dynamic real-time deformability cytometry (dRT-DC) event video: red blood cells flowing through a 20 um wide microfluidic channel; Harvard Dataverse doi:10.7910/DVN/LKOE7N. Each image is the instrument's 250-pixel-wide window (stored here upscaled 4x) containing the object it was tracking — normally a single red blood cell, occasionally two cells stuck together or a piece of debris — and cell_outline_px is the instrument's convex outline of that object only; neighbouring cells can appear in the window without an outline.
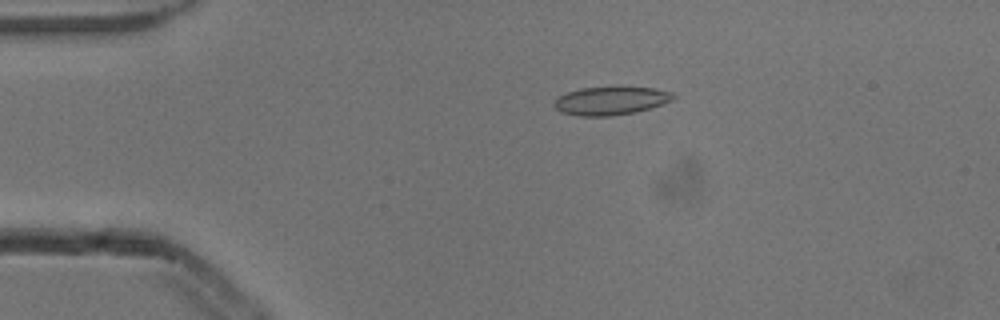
{"species": "common noctule bat (a hibernating species)", "species_latin": "Nyctalus noctula", "temperature_condition": "cold", "stored_images_in_passage": 5, "camera_frame_rate_fps": 3000, "um_per_image_px": 0.085, "animal": {"sex": "male", "body_mass_g": 13.3}, "frame": {"image": 1, "passage_image": 3, "time_ms": 0.667, "image_size_px": [1000, 320], "cell_outline_px": [[676, 96], [672, 100], [636, 112], [612, 116], [580, 116], [560, 112], [552, 104], [560, 96], [568, 92], [580, 88], [656, 88], [672, 92]], "centroid_in_image_um": [51.9, 8.58], "position_along_channel_um": 33.1, "area_um2": 19.25}}
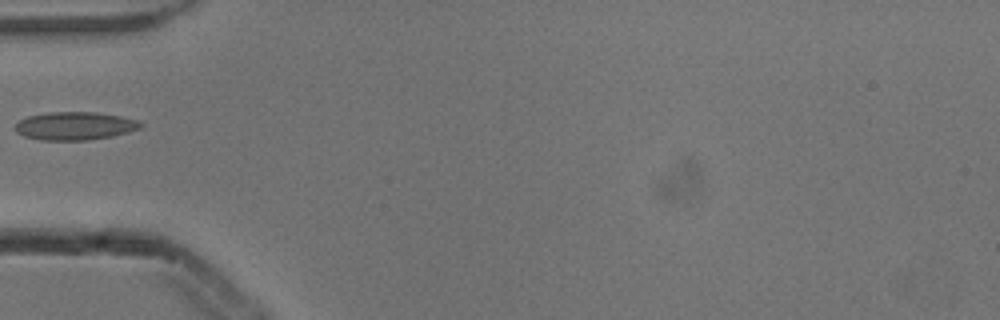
{"frame": {"image": 2, "passage_image": 5, "time_ms": 1.333, "image_size_px": [1000, 320], "cell_outline_px": [[144, 124], [140, 128], [128, 132], [112, 136], [84, 140], [40, 140], [24, 136], [16, 132], [16, 124], [20, 120], [28, 116], [48, 112], [96, 112], [120, 116], [140, 120]], "centroid_in_image_um": [6.39, 10.7], "position_along_channel_um": 78.6, "area_um2": 20.52}}